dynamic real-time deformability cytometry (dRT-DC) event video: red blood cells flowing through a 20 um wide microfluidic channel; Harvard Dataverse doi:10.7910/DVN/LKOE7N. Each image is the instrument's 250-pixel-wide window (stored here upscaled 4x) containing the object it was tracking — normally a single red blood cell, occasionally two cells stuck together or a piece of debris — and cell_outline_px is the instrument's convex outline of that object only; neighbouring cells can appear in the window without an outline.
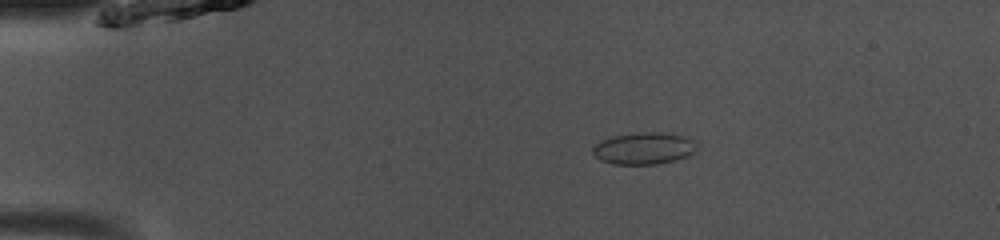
{"species": "common noctule bat (a hibernating species)", "species_latin": "Nyctalus noctula", "temperature_condition": "room temperature", "stored_images_in_passage": 43, "camera_frame_rate_fps": 3000, "um_per_image_px": 0.085, "animal": {"sex": "male", "body_mass_g": 13.0, "forearm_length_mm": 53.1}, "frame": {"image": 1, "passage_image": 3, "time_ms": 0.667, "image_size_px": [1000, 240], "cell_outline_px": [[696, 152], [688, 156], [656, 164], [612, 164], [600, 160], [592, 152], [592, 148], [596, 144], [612, 136], [640, 132], [660, 132], [688, 136], [696, 140]], "centroid_in_image_um": [54.77, 12.6], "position_along_channel_um": 30.2, "area_um2": 19.42}}
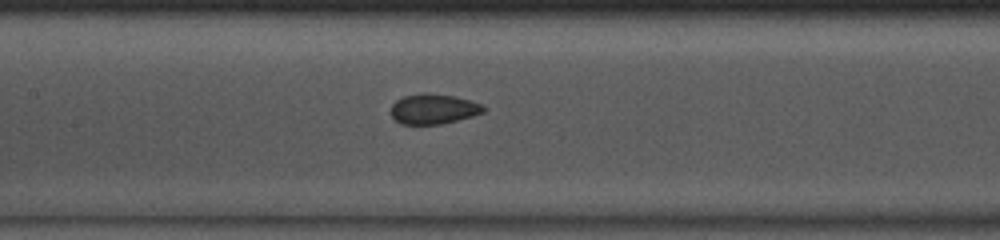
{"frame": {"image": 2, "passage_image": 17, "time_ms": 5.333, "image_size_px": [1000, 240], "cell_outline_px": [[484, 112], [472, 116], [440, 124], [400, 124], [392, 116], [392, 104], [396, 100], [404, 96], [424, 92], [456, 96], [484, 104]], "centroid_in_image_um": [36.86, 9.25], "position_along_channel_um": 170.5, "area_um2": 16.24}}
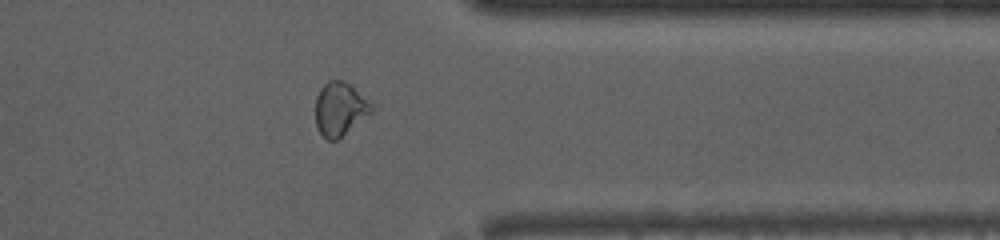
{"frame": {"image": 3, "passage_image": 33, "time_ms": 10.667, "image_size_px": [1000, 240], "cell_outline_px": [[372, 112], [336, 140], [328, 140], [320, 132], [316, 124], [316, 96], [320, 88], [328, 80], [344, 80], [372, 104]], "centroid_in_image_um": [28.86, 9.24], "position_along_channel_um": 382.5, "area_um2": 17.05}, "authors_computed_cell_mechanics": {"area_um2": 16.8198, "velocity_mm_per_s": 4.0772, "shape_relaxation_time_tau1_ms": 4.3634, "shape_relaxation_time_tau2_ms": 0.6885, "deformation_change_tau1": 0.101, "deformation_change_tau2": 0.0346}}